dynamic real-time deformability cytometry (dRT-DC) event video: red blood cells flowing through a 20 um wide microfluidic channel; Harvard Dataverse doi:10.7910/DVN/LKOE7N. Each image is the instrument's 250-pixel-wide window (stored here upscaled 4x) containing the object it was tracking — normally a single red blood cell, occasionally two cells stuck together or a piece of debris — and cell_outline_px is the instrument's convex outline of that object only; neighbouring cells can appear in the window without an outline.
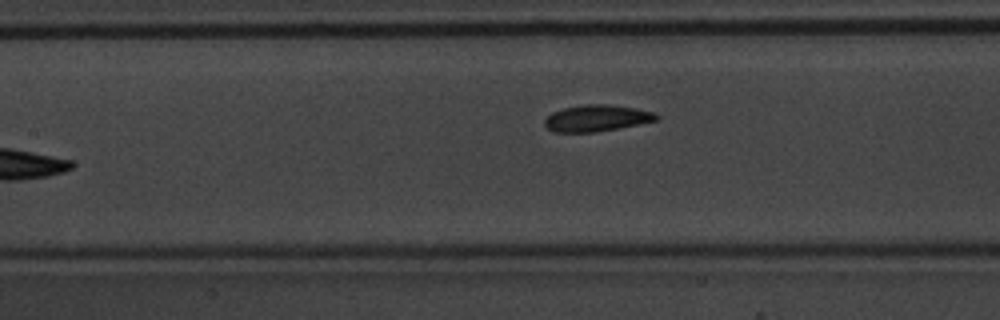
{"species": "common noctule bat (a hibernating species)", "species_latin": "Nyctalus noctula", "temperature_condition": "warm", "stored_images_in_passage": 7, "camera_frame_rate_fps": 3000, "um_per_image_px": 0.085, "animal": {"sex": "male", "body_mass_g": 20.1, "forearm_length_mm": 53.5}, "frame": {"image": 1, "passage_image": 7, "time_ms": 2.0, "image_size_px": [1000, 320], "cell_outline_px": [[660, 116], [656, 120], [596, 132], [552, 132], [544, 124], [544, 120], [552, 112], [564, 108], [584, 104], [608, 104], [636, 108], [656, 112]], "centroid_in_image_um": [50.71, 10.03], "position_along_channel_um": 156.7, "area_um2": 17.17}}